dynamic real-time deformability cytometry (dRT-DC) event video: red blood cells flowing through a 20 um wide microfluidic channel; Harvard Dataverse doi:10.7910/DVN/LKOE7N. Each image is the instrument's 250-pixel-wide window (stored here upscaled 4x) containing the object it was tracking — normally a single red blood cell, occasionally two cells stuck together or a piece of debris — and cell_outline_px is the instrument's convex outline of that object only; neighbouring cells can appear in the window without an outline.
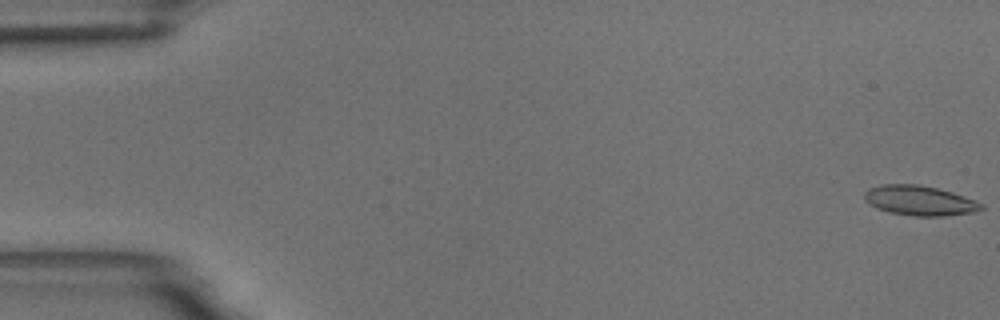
{"species": "common noctule bat (a hibernating species)", "species_latin": "Nyctalus noctula", "temperature_condition": "room temperature", "stored_images_in_passage": 56, "camera_frame_rate_fps": 3000, "um_per_image_px": 0.085, "animal": {"sex": "male", "body_mass_g": 18.8}, "frame": {"image": 1, "passage_image": 1, "time_ms": 0.0, "image_size_px": [1000, 320], "cell_outline_px": [[984, 208], [972, 212], [944, 216], [912, 216], [888, 212], [876, 208], [868, 204], [864, 200], [864, 192], [868, 188], [884, 184], [916, 184], [936, 188], [952, 192], [976, 200], [984, 204]], "centroid_in_image_um": [78.14, 17.05], "position_along_channel_um": 6.9, "area_um2": 20.46}}
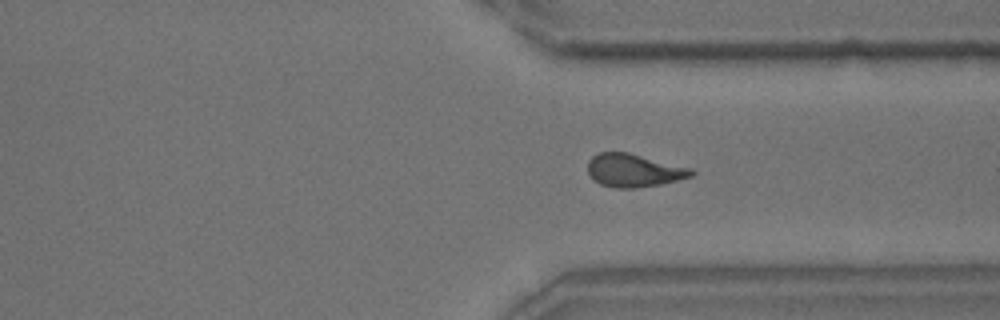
{"frame": {"image": 2, "passage_image": 42, "time_ms": 13.667, "image_size_px": [1000, 320], "cell_outline_px": [[696, 172], [692, 176], [660, 184], [636, 188], [616, 188], [600, 184], [588, 172], [588, 160], [592, 156], [600, 152], [628, 152], [692, 168]], "centroid_in_image_um": [53.89, 14.48], "position_along_channel_um": 357.5, "area_um2": 19.88}}
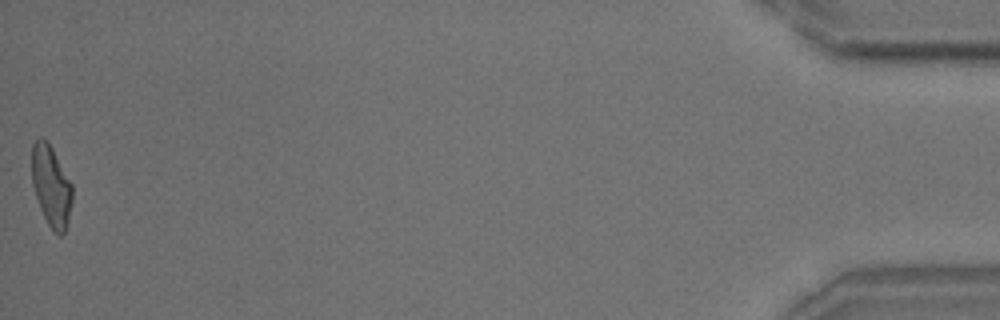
{"frame": {"image": 3, "passage_image": 56, "time_ms": 18.333, "image_size_px": [1000, 320], "cell_outline_px": [[72, 200], [68, 220], [64, 232], [60, 236], [52, 232], [40, 208], [32, 184], [32, 144], [40, 136], [52, 148], [72, 184]], "centroid_in_image_um": [4.35, 15.84], "position_along_channel_um": 430.9, "area_um2": 18.9}, "authors_computed_cell_mechanics": {"area_um2": 19.8543, "velocity_mm_per_s": 3.6555, "shape_relaxation_time_tau1_ms": 4.6127, "shape_relaxation_time_tau2_ms": 1.5295, "deformation_change_tau1": 0.1604, "deformation_change_tau2": 0.0943}}